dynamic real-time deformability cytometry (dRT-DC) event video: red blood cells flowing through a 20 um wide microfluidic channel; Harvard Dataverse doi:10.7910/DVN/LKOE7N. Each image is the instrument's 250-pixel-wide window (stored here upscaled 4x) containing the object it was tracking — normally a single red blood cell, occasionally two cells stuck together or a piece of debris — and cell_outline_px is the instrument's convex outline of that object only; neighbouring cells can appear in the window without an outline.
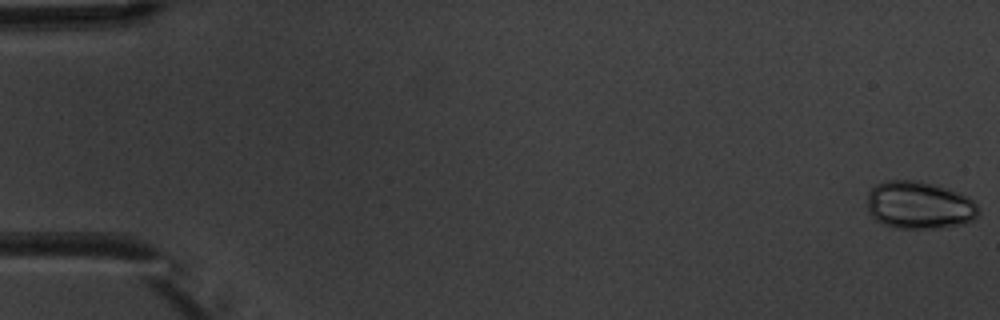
{"species": "common noctule bat (a hibernating species)", "species_latin": "Nyctalus noctula", "temperature_condition": "warm", "stored_images_in_passage": 7, "camera_frame_rate_fps": 3000, "um_per_image_px": 0.085, "animal": {"sex": "male", "body_mass_g": 20.1, "forearm_length_mm": 53.5}, "frame": {"image": 1, "passage_image": 1, "time_ms": 0.0, "image_size_px": [1000, 320], "cell_outline_px": [[980, 216], [964, 224], [940, 228], [896, 228], [884, 224], [876, 220], [868, 212], [868, 192], [876, 184], [884, 180], [916, 180], [936, 184], [960, 192], [968, 196], [980, 208]], "centroid_in_image_um": [78.17, 17.43], "position_along_channel_um": 6.8, "area_um2": 31.39}}
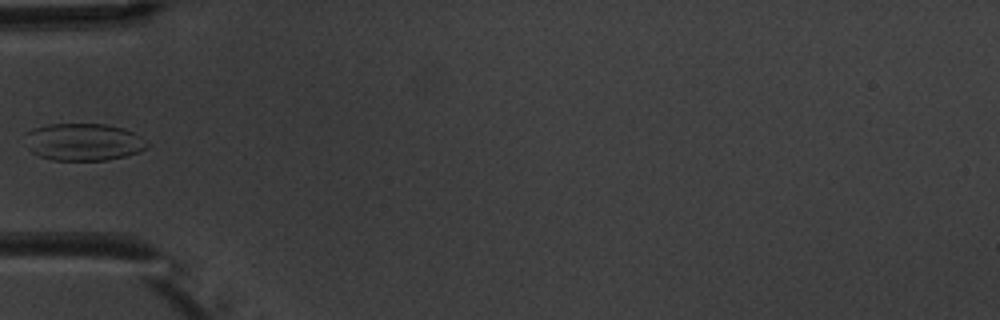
{"frame": {"image": 2, "passage_image": 6, "time_ms": 6.0, "image_size_px": [1000, 320], "cell_outline_px": [[148, 148], [124, 156], [108, 160], [52, 160], [40, 156], [32, 152], [24, 132], [32, 128], [48, 124], [104, 124], [124, 128], [140, 136], [148, 144]], "centroid_in_image_um": [7.09, 12.06], "position_along_channel_um": 77.9, "area_um2": 26.36}}
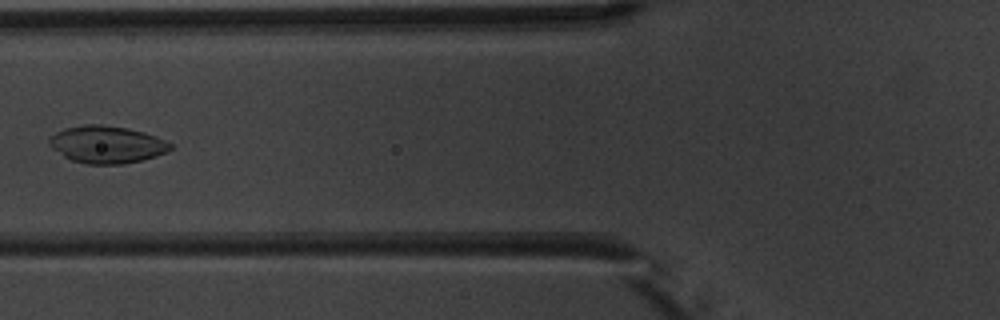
{"frame": {"image": 3, "passage_image": 7, "time_ms": 7.0, "image_size_px": [1000, 320], "cell_outline_px": [[172, 148], [156, 156], [124, 164], [88, 164], [72, 160], [64, 156], [52, 148], [48, 144], [48, 140], [56, 132], [64, 128], [84, 124], [100, 124], [128, 128], [156, 136], [172, 144]], "centroid_in_image_um": [9.05, 12.27], "position_along_channel_um": 116.7, "area_um2": 26.18}}